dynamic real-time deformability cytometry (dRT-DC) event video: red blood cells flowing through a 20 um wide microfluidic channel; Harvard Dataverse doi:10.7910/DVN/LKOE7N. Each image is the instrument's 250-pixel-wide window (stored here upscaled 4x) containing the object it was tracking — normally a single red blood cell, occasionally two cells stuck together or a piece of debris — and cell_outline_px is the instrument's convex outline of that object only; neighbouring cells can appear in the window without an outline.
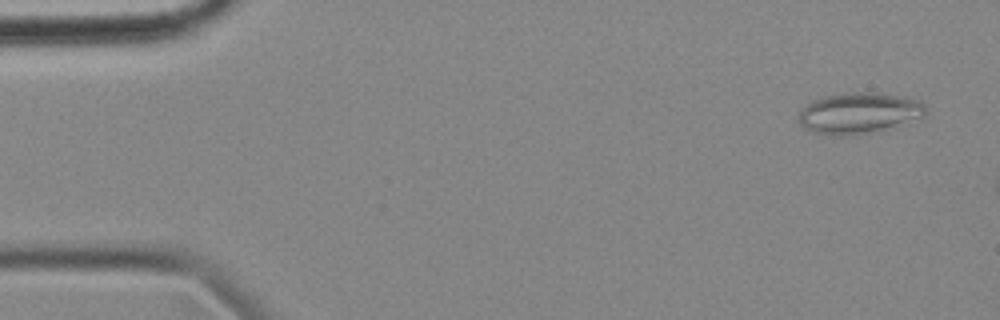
{"species": "common noctule bat (a hibernating species)", "species_latin": "Nyctalus noctula", "temperature_condition": "cold", "stored_images_in_passage": 50, "camera_frame_rate_fps": 3000, "um_per_image_px": 0.085, "animal": {"sex": "female", "body_mass_g": 18.4}, "frame": {"image": 1, "passage_image": 1, "time_ms": 0.0, "image_size_px": [1000, 320], "cell_outline_px": [[924, 116], [868, 132], [816, 132], [804, 128], [800, 124], [800, 112], [812, 100], [828, 96], [852, 92], [876, 92], [904, 96], [920, 100], [924, 104]], "centroid_in_image_um": [73.04, 9.53], "position_along_channel_um": 12.0, "area_um2": 28.61}}
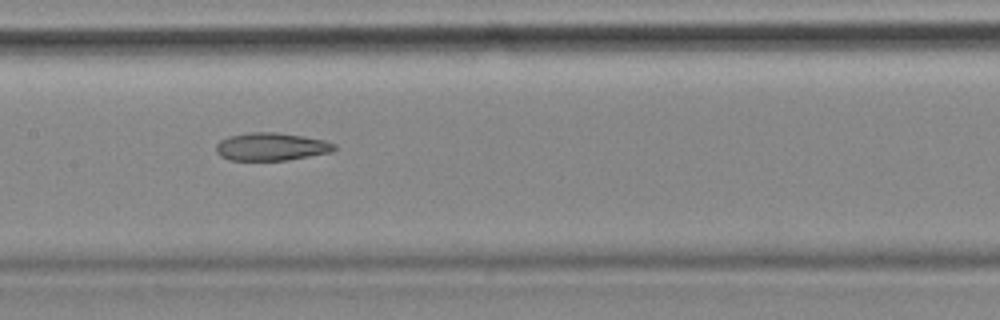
{"frame": {"image": 2, "passage_image": 25, "time_ms": 8.0, "image_size_px": [1000, 320], "cell_outline_px": [[336, 148], [332, 152], [288, 160], [228, 160], [220, 156], [216, 152], [216, 144], [220, 140], [228, 136], [248, 132], [276, 132], [304, 136], [324, 140], [336, 144]], "centroid_in_image_um": [23.04, 12.46], "position_along_channel_um": 184.4, "area_um2": 19.36}}
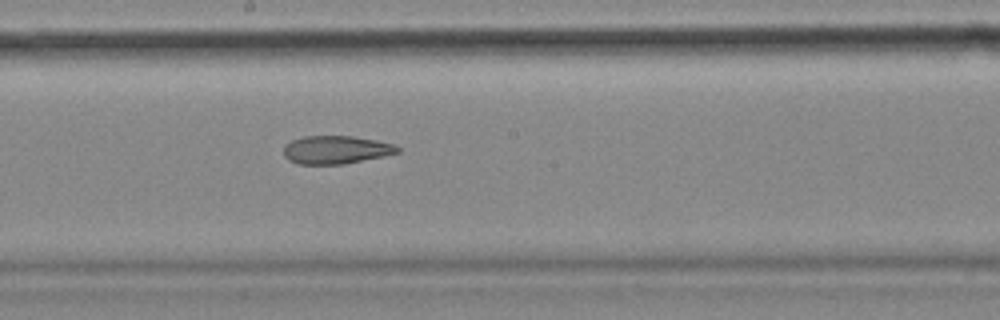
{"frame": {"image": 3, "passage_image": 28, "time_ms": 9.0, "image_size_px": [1000, 320], "cell_outline_px": [[400, 152], [344, 164], [300, 164], [288, 160], [284, 156], [284, 148], [292, 140], [304, 136], [352, 136], [376, 140], [396, 144], [400, 148]], "centroid_in_image_um": [28.57, 12.73], "position_along_channel_um": 219.6, "area_um2": 18.55}, "authors_computed_cell_mechanics": {"area_um2": 21.386, "velocity_mm_per_s": 3.5547, "shape_relaxation_time_tau1_ms": null, "shape_relaxation_time_tau2_ms": 5.5249, "deformation_change_tau1": null, "deformation_change_tau2": 0.1546}}